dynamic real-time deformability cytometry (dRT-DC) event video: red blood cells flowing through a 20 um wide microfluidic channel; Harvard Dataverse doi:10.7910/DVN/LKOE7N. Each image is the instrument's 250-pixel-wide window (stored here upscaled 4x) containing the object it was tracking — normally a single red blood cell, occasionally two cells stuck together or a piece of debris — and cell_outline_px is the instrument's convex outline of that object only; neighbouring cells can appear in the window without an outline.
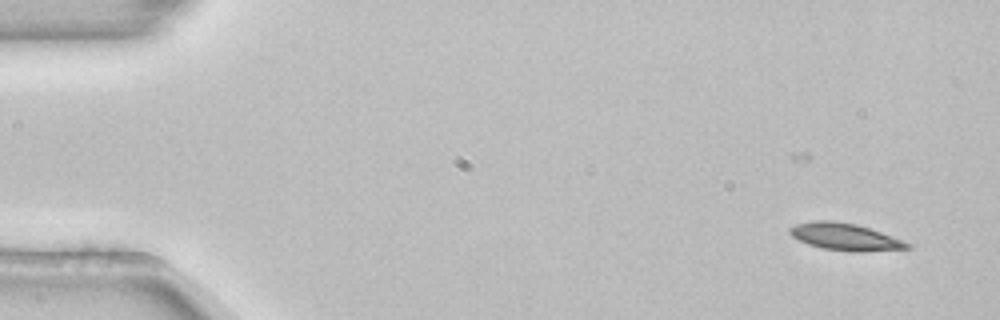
{"species": "common noctule bat (a hibernating species)", "species_latin": "Nyctalus noctula", "temperature_condition": "room temperature", "stored_images_in_passage": 48, "camera_frame_rate_fps": 3000, "um_per_image_px": 0.085, "animal": {"sex": "female", "body_mass_g": 22.7, "forearm_length_mm": 54.2}, "frame": {"image": 1, "passage_image": 1, "time_ms": 0.0, "image_size_px": [1000, 320], "cell_outline_px": [[912, 248], [860, 252], [852, 252], [824, 248], [808, 244], [792, 236], [788, 232], [788, 228], [796, 224], [812, 220], [832, 220], [856, 224], [880, 232], [912, 244]], "centroid_in_image_um": [71.81, 20.12], "position_along_channel_um": 13.2, "area_um2": 18.44}}
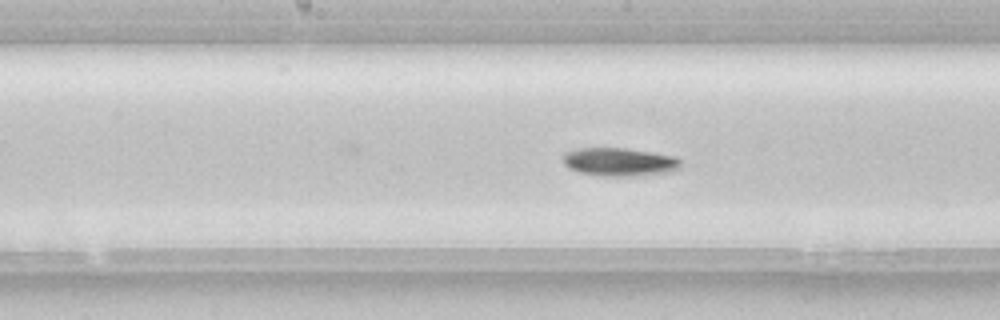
{"frame": {"image": 2, "passage_image": 25, "time_ms": 8.0, "image_size_px": [1000, 320], "cell_outline_px": [[680, 168], [672, 172], [644, 176], [604, 176], [580, 172], [568, 168], [564, 164], [564, 152], [580, 148], [624, 148], [652, 152], [676, 156], [680, 160]], "centroid_in_image_um": [52.7, 13.77], "position_along_channel_um": 195.5, "area_um2": 19.59}}
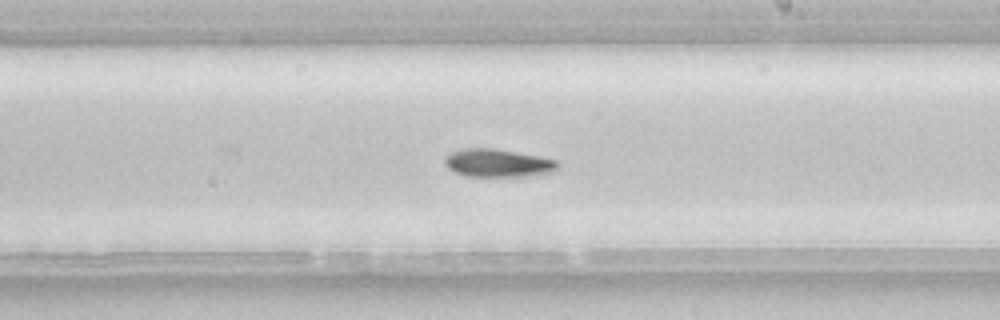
{"frame": {"image": 3, "passage_image": 29, "time_ms": 9.333, "image_size_px": [1000, 320], "cell_outline_px": [[560, 168], [556, 172], [528, 176], [468, 176], [456, 172], [448, 168], [444, 164], [444, 156], [452, 152], [464, 148], [492, 148], [540, 156], [556, 160], [560, 164]], "centroid_in_image_um": [42.36, 13.86], "position_along_channel_um": 246.6, "area_um2": 18.61}, "authors_computed_cell_mechanics": {"area_um2": 18.4671, "velocity_mm_per_s": 3.8498, "shape_relaxation_time_tau1_ms": 4.5041, "shape_relaxation_time_tau2_ms": null, "deformation_change_tau1": 0.1276, "deformation_change_tau2": null}}